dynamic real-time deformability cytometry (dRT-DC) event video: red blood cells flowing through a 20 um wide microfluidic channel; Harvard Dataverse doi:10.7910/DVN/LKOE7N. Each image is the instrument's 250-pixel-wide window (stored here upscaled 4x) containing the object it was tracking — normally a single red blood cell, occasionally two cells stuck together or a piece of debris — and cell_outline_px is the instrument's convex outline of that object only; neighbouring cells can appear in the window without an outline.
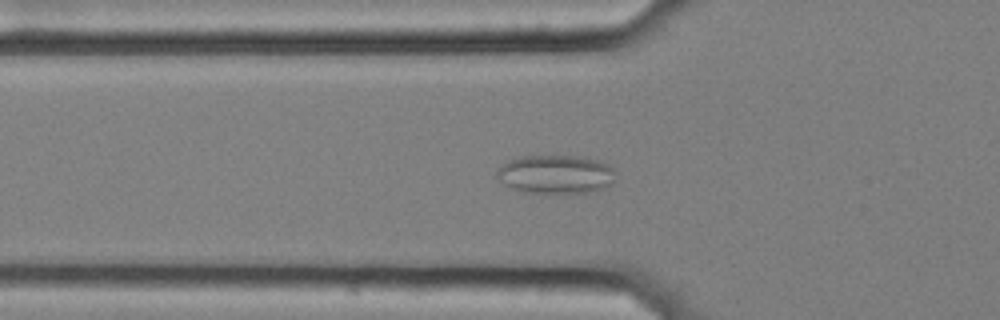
{"species": "common noctule bat (a hibernating species)", "species_latin": "Nyctalus noctula", "temperature_condition": "cold", "stored_images_in_passage": 34, "camera_frame_rate_fps": 3000, "um_per_image_px": 0.085, "animal": {"sex": "female", "body_mass_g": 25.1}, "frame": {"image": 1, "passage_image": 15, "time_ms": 4.667, "image_size_px": [1000, 320], "cell_outline_px": [[616, 172], [612, 184], [604, 188], [588, 192], [524, 192], [512, 188], [500, 180], [496, 176], [496, 172], [508, 160], [520, 156], [572, 156], [596, 160], [608, 164], [616, 168]], "centroid_in_image_um": [47.27, 14.8], "position_along_channel_um": 78.5, "area_um2": 26.47}}